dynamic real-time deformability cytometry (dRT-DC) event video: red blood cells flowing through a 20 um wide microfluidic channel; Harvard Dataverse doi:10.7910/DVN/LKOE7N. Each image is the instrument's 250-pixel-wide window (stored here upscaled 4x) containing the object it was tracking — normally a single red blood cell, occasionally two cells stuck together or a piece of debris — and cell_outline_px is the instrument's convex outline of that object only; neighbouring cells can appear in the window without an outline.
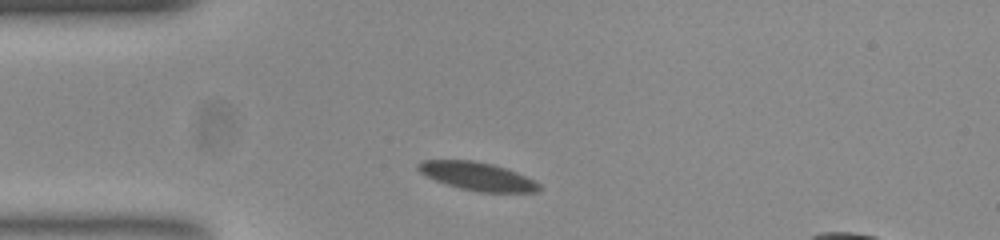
{"species": "common noctule bat (a hibernating species)", "species_latin": "Nyctalus noctula", "temperature_condition": "room temperature", "stored_images_in_passage": 42, "camera_frame_rate_fps": 3000, "um_per_image_px": 0.085, "animal": {"sex": "female", "body_mass_g": 23.0, "forearm_length_mm": 53.4}, "frame": {"image": 1, "passage_image": 1, "time_ms": 0.0, "image_size_px": [1000, 240], "cell_outline_px": [[540, 188], [536, 192], [480, 192], [460, 188], [436, 180], [420, 172], [416, 168], [416, 164], [424, 160], [472, 160], [492, 164], [516, 172], [540, 184]], "centroid_in_image_um": [40.55, 14.98], "position_along_channel_um": 44.4, "area_um2": 19.54}}
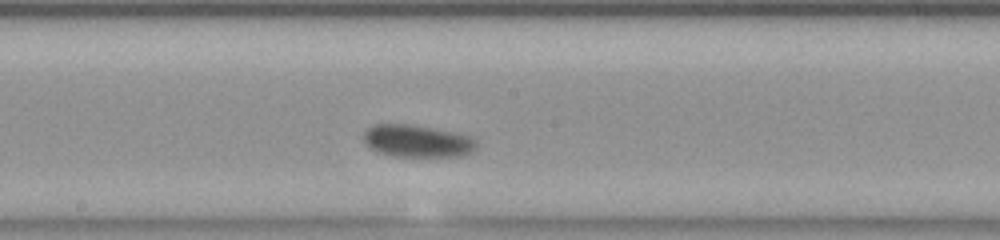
{"frame": {"image": 2, "passage_image": 16, "time_ms": 5.0, "image_size_px": [1000, 240], "cell_outline_px": [[480, 144], [472, 152], [460, 156], [396, 156], [376, 152], [364, 140], [364, 132], [372, 124], [412, 124], [472, 136]], "centroid_in_image_um": [35.51, 11.98], "position_along_channel_um": 212.7, "area_um2": 21.27}}
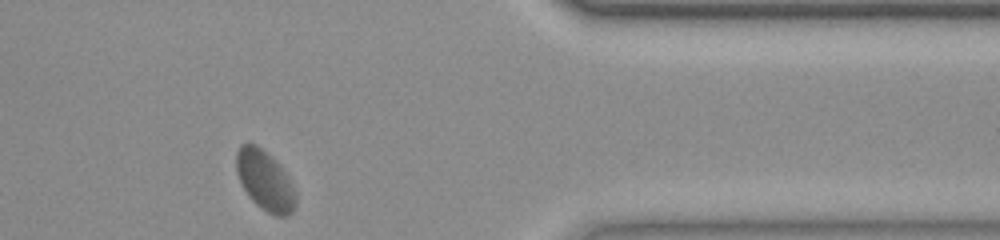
{"frame": {"image": 3, "passage_image": 32, "time_ms": 10.333, "image_size_px": [1000, 240], "cell_outline_px": [[296, 204], [292, 212], [288, 216], [276, 216], [268, 212], [256, 204], [252, 200], [244, 188], [236, 172], [236, 152], [240, 144], [248, 140], [256, 144], [272, 156], [276, 160], [288, 176], [296, 196]], "centroid_in_image_um": [22.51, 15.29], "position_along_channel_um": 388.9, "area_um2": 20.87}, "authors_computed_cell_mechanics": {"area_um2": 20.8369, "velocity_mm_per_s": 3.7412, "shape_relaxation_time_tau1_ms": 1.6187, "shape_relaxation_time_tau2_ms": 1.0533, "deformation_change_tau1": 0.0912, "deformation_change_tau2": 0.0439}}